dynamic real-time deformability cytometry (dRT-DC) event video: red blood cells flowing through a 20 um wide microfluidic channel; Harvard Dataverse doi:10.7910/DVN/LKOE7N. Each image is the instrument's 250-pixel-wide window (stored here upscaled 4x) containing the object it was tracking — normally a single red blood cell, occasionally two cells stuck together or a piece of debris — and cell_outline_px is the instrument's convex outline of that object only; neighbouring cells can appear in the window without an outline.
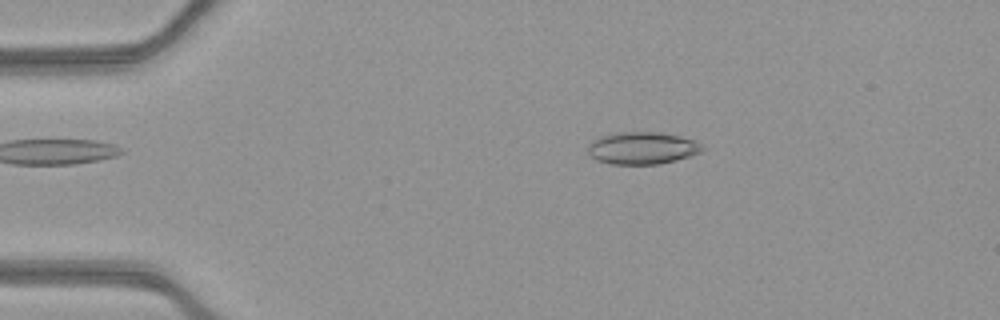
{"species": "common noctule bat (a hibernating species)", "species_latin": "Nyctalus noctula", "temperature_condition": "warm", "stored_images_in_passage": 44, "camera_frame_rate_fps": 3000, "um_per_image_px": 0.085, "animal": {"sex": "female", "body_mass_g": 21.9}, "frame": {"image": 1, "passage_image": 2, "time_ms": 0.333, "image_size_px": [1000, 320], "cell_outline_px": [[704, 148], [700, 152], [676, 160], [660, 164], [612, 164], [596, 160], [588, 152], [588, 148], [592, 140], [600, 136], [616, 132], [660, 132], [680, 136], [696, 140]], "centroid_in_image_um": [54.58, 12.58], "position_along_channel_um": 30.4, "area_um2": 21.5}}
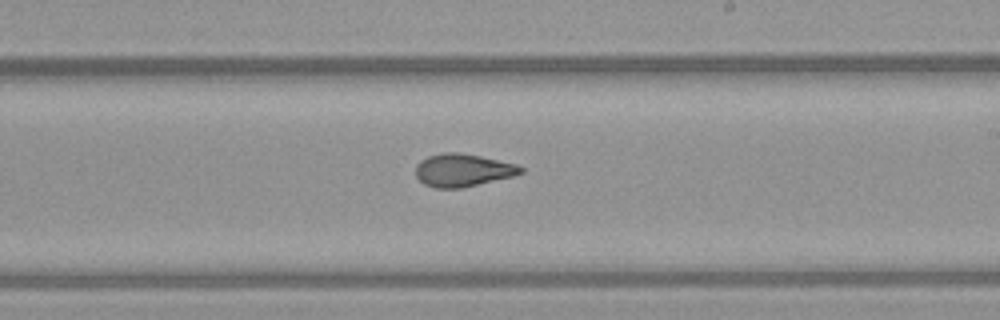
{"frame": {"image": 2, "passage_image": 23, "time_ms": 7.333, "image_size_px": [1000, 320], "cell_outline_px": [[524, 172], [512, 176], [460, 188], [436, 188], [424, 184], [416, 176], [416, 164], [420, 160], [428, 156], [444, 152], [460, 152], [480, 156], [516, 164], [524, 168]], "centroid_in_image_um": [39.31, 14.45], "position_along_channel_um": 249.7, "area_um2": 19.94}}
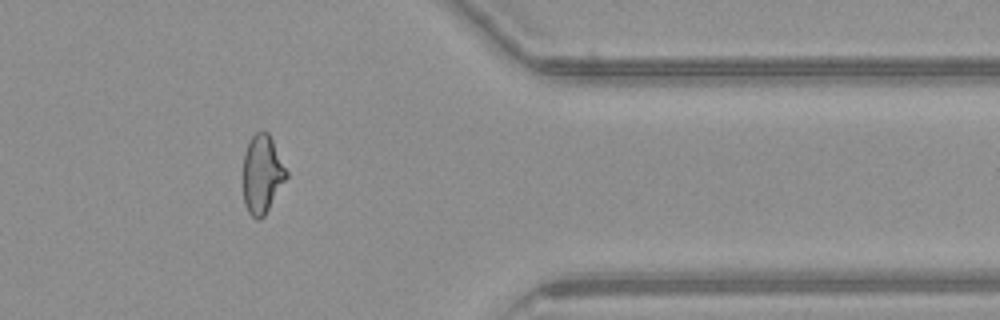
{"frame": {"image": 3, "passage_image": 35, "time_ms": 11.333, "image_size_px": [1000, 320], "cell_outline_px": [[288, 176], [264, 216], [260, 220], [256, 220], [248, 212], [244, 204], [244, 152], [248, 140], [260, 128], [264, 128], [268, 132], [288, 172]], "centroid_in_image_um": [22.28, 14.77], "position_along_channel_um": 389.1, "area_um2": 19.88}, "authors_computed_cell_mechanics": {"area_um2": 20.4323, "velocity_mm_per_s": 3.9511, "shape_relaxation_time_tau1_ms": null, "shape_relaxation_time_tau2_ms": 1.6896, "deformation_change_tau1": null, "deformation_change_tau2": 0.0851}}